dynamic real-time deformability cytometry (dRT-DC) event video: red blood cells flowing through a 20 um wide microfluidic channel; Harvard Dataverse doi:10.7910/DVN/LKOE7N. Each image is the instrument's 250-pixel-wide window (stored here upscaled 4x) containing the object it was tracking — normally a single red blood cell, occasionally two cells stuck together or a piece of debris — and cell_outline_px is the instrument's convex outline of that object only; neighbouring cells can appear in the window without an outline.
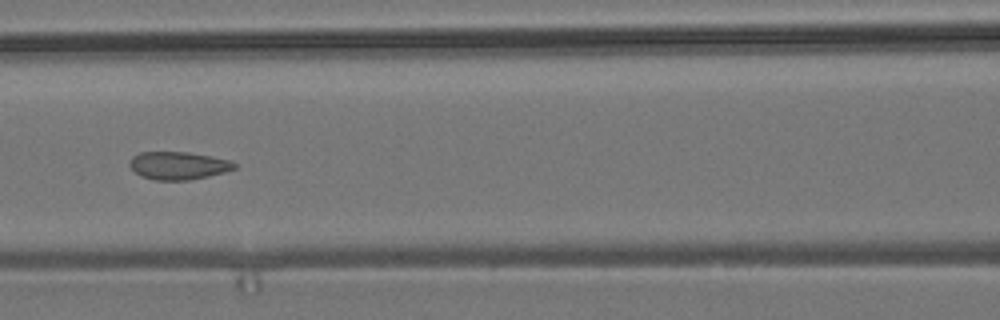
{"species": "common noctule bat (a hibernating species)", "species_latin": "Nyctalus noctula", "temperature_condition": "room temperature", "stored_images_in_passage": 9, "camera_frame_rate_fps": 3000, "um_per_image_px": 0.085, "animal": {"sex": "male", "body_mass_g": 19.2, "forearm_length_mm": 51.8}, "frame": {"image": 1, "passage_image": 7, "time_ms": 8.0, "image_size_px": [1000, 320], "cell_outline_px": [[236, 168], [224, 172], [208, 176], [188, 180], [156, 180], [140, 176], [128, 164], [132, 156], [140, 152], [188, 152], [232, 160], [236, 164]], "centroid_in_image_um": [15.15, 14.07], "position_along_channel_um": 151.4, "area_um2": 16.99}}
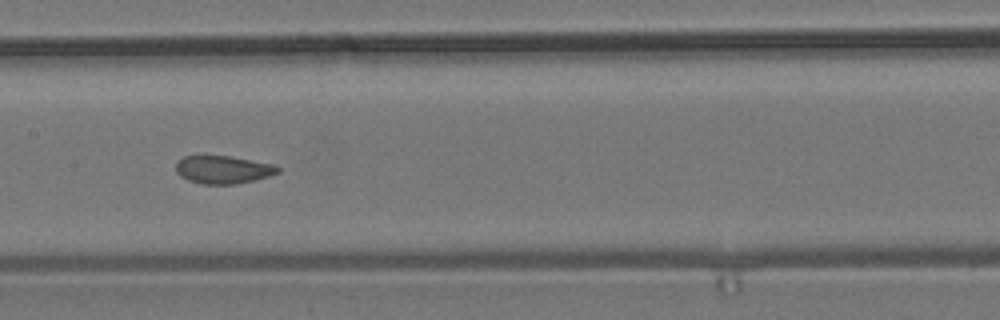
{"frame": {"image": 2, "passage_image": 8, "time_ms": 9.0, "image_size_px": [1000, 320], "cell_outline_px": [[280, 172], [268, 176], [236, 184], [204, 184], [188, 180], [180, 176], [176, 172], [176, 164], [184, 156], [232, 156], [272, 164], [280, 168]], "centroid_in_image_um": [18.96, 14.42], "position_along_channel_um": 188.4, "area_um2": 16.42}}
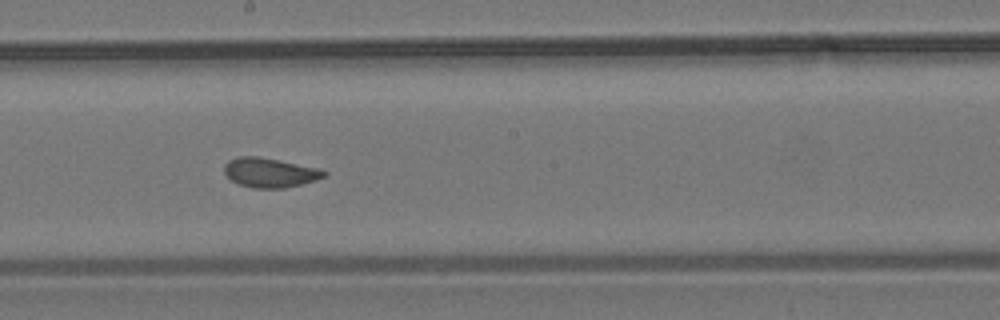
{"frame": {"image": 3, "passage_image": 9, "time_ms": 10.0, "image_size_px": [1000, 320], "cell_outline_px": [[328, 172], [324, 176], [316, 180], [284, 188], [252, 188], [240, 184], [232, 180], [224, 172], [224, 164], [228, 160], [240, 156], [256, 156], [320, 168]], "centroid_in_image_um": [22.93, 14.67], "position_along_channel_um": 225.3, "area_um2": 16.99}}